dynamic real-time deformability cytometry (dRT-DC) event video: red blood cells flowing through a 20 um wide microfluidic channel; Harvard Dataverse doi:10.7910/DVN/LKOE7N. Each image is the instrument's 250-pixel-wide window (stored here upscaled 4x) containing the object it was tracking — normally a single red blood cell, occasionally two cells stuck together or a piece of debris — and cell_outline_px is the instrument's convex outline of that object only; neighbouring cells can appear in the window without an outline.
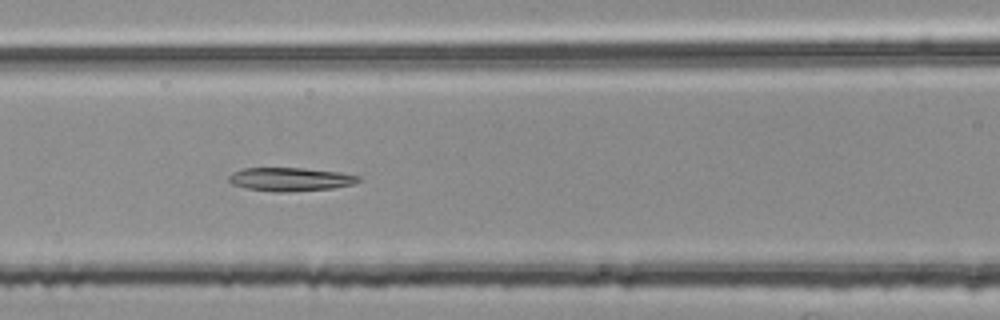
{"species": "common noctule bat (a hibernating species)", "species_latin": "Nyctalus noctula", "temperature_condition": "room temperature", "stored_images_in_passage": 33, "camera_frame_rate_fps": 3000, "um_per_image_px": 0.085, "animal": {"sex": "female", "body_mass_g": 25.1}, "frame": {"image": 1, "passage_image": 11, "time_ms": 3.333, "image_size_px": [1000, 320], "cell_outline_px": [[360, 180], [352, 184], [332, 188], [284, 192], [276, 192], [244, 188], [232, 184], [228, 180], [228, 176], [232, 172], [244, 168], [304, 168], [340, 172], [360, 176]], "centroid_in_image_um": [24.64, 15.23], "position_along_channel_um": 142.0, "area_um2": 17.74}}
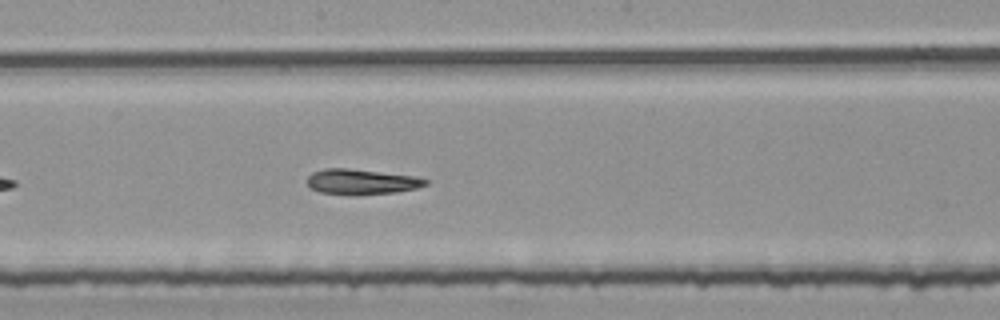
{"frame": {"image": 2, "passage_image": 17, "time_ms": 5.333, "image_size_px": [1000, 320], "cell_outline_px": [[428, 184], [416, 188], [396, 192], [356, 196], [320, 192], [312, 188], [308, 184], [308, 176], [312, 172], [324, 168], [348, 168], [416, 176], [428, 180]], "centroid_in_image_um": [30.73, 15.45], "position_along_channel_um": 217.5, "area_um2": 17.63}}
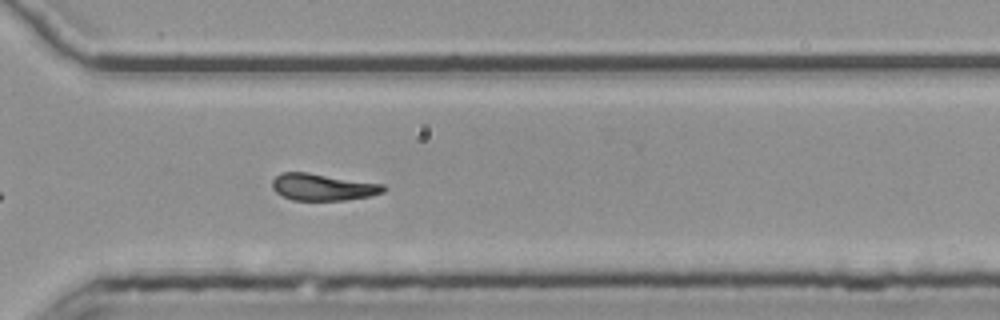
{"frame": {"image": 3, "passage_image": 27, "time_ms": 8.667, "image_size_px": [1000, 320], "cell_outline_px": [[388, 188], [384, 192], [372, 196], [344, 200], [292, 200], [276, 192], [272, 188], [272, 180], [280, 172], [308, 172], [384, 184]], "centroid_in_image_um": [27.47, 15.89], "position_along_channel_um": 343.1, "area_um2": 17.57}, "authors_computed_cell_mechanics": {"area_um2": 17.6868, "velocity_mm_per_s": 3.7814, "shape_relaxation_time_tau1_ms": 9.7289, "shape_relaxation_time_tau2_ms": 5.0566, "deformation_change_tau1": 0.2028, "deformation_change_tau2": 0.1397}}